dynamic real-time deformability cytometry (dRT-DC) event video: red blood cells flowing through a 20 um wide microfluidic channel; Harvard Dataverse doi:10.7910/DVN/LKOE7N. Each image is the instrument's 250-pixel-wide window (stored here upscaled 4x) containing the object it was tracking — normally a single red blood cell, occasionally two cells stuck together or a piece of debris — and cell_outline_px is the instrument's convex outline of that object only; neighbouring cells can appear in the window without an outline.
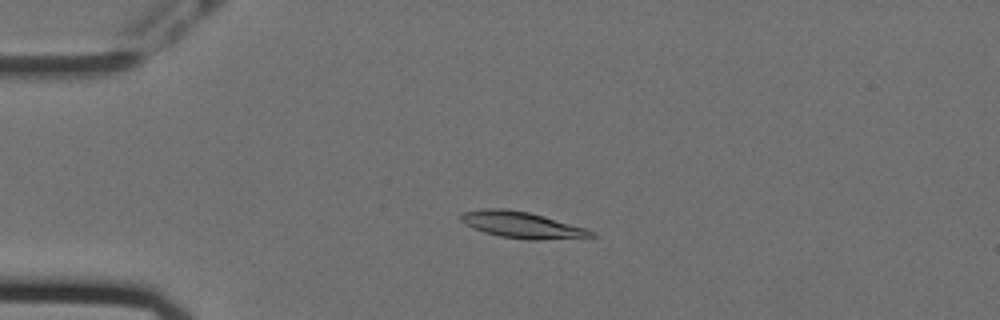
{"species": "Egyptian fruit bat (a non-hibernating species)", "species_latin": "Rousettus aegyptiacus", "temperature_condition": "cold", "stored_images_in_passage": 56, "camera_frame_rate_fps": 3000, "um_per_image_px": 0.085, "animal": {"sex": "female"}, "frame": {"image": 1, "passage_image": 13, "time_ms": 4.0, "image_size_px": [1000, 320], "cell_outline_px": [[596, 236], [540, 240], [528, 240], [500, 236], [484, 232], [472, 228], [464, 224], [460, 220], [460, 212], [488, 208], [504, 208], [528, 212], [544, 216], [584, 228], [596, 232]], "centroid_in_image_um": [44.3, 19.11], "position_along_channel_um": 40.7, "area_um2": 19.94}}
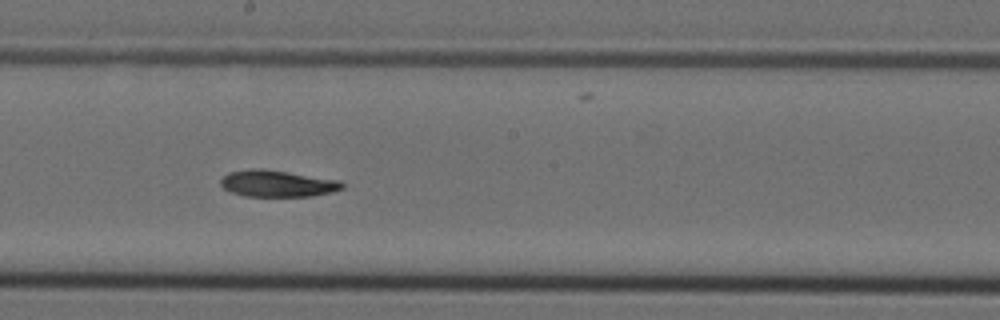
{"frame": {"image": 2, "passage_image": 31, "time_ms": 10.0, "image_size_px": [1000, 320], "cell_outline_px": [[344, 188], [332, 192], [312, 196], [244, 196], [232, 192], [224, 188], [220, 184], [220, 180], [228, 172], [252, 168], [264, 168], [340, 180], [344, 184]], "centroid_in_image_um": [23.58, 15.59], "position_along_channel_um": 224.6, "area_um2": 18.96}}
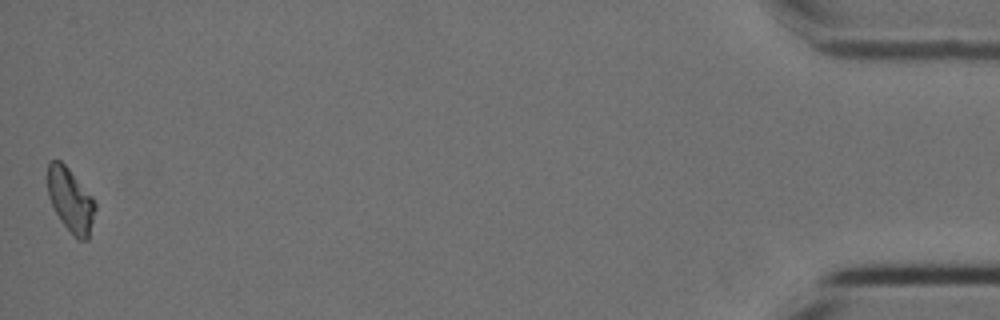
{"frame": {"image": 3, "passage_image": 56, "time_ms": 18.333, "image_size_px": [1000, 320], "cell_outline_px": [[96, 208], [88, 240], [76, 240], [60, 220], [48, 196], [48, 164], [52, 160], [60, 160], [68, 168], [92, 196], [96, 204]], "centroid_in_image_um": [6.01, 17.04], "position_along_channel_um": 429.2, "area_um2": 17.63}, "authors_computed_cell_mechanics": {"area_um2": 19.1029, "velocity_mm_per_s": 3.5481, "shape_relaxation_time_tau1_ms": 10.5732, "shape_relaxation_time_tau2_ms": null, "deformation_change_tau1": 0.2162, "deformation_change_tau2": null}}